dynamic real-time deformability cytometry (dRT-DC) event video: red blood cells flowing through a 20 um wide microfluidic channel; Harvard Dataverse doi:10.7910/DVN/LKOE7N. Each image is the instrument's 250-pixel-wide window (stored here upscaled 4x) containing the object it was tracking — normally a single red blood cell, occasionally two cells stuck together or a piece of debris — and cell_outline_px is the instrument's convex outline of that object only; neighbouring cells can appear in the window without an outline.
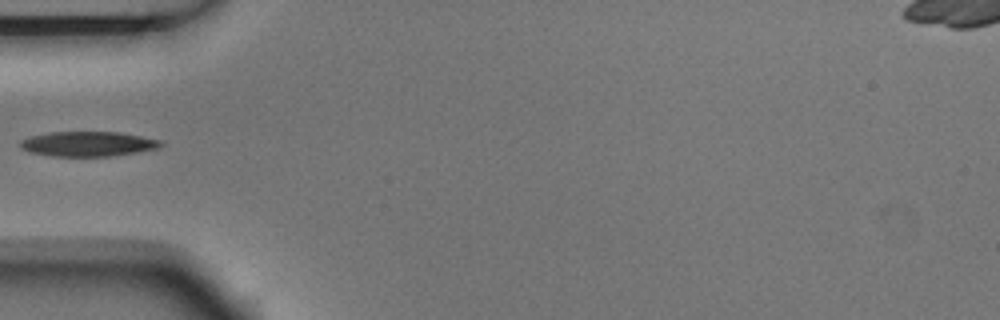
{"species": "Egyptian fruit bat (a non-hibernating species)", "species_latin": "Rousettus aegyptiacus", "temperature_condition": "room temperature", "stored_images_in_passage": 6, "camera_frame_rate_fps": 3000, "um_per_image_px": 0.085, "animal": {"sex": "male"}, "frame": {"image": 1, "passage_image": 5, "time_ms": 1.333, "image_size_px": [1000, 320], "cell_outline_px": [[164, 144], [160, 148], [112, 156], [52, 156], [28, 152], [20, 148], [20, 140], [28, 136], [52, 132], [120, 132], [164, 140]], "centroid_in_image_um": [7.49, 12.23], "position_along_channel_um": 77.5, "area_um2": 20.63}}
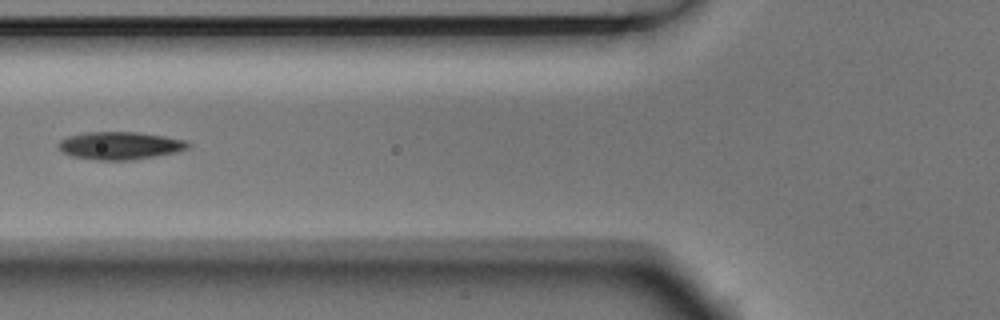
{"frame": {"image": 2, "passage_image": 6, "time_ms": 1.667, "image_size_px": [1000, 320], "cell_outline_px": [[192, 144], [188, 148], [176, 152], [132, 160], [96, 160], [72, 156], [60, 152], [56, 144], [60, 140], [68, 136], [84, 132], [136, 132], [164, 136], [184, 140]], "centroid_in_image_um": [10.14, 12.37], "position_along_channel_um": 115.7, "area_um2": 21.04}}